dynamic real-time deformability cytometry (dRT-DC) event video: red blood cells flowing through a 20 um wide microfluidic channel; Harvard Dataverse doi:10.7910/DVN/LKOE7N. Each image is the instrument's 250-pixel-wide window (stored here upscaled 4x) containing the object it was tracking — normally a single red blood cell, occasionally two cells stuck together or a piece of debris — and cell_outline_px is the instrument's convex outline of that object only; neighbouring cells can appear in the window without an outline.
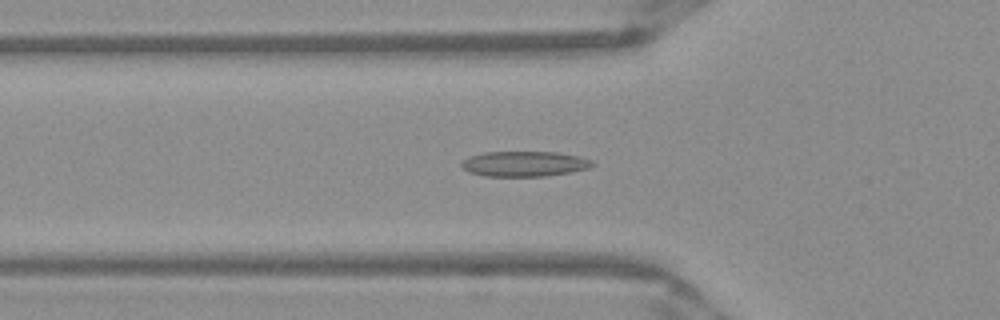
{"species": "Egyptian fruit bat (a non-hibernating species)", "species_latin": "Rousettus aegyptiacus", "temperature_condition": "warm", "stored_images_in_passage": 43, "camera_frame_rate_fps": 3000, "um_per_image_px": 0.085, "frame": {"image": 1, "passage_image": 9, "time_ms": 2.667, "image_size_px": [1000, 320], "cell_outline_px": [[596, 164], [588, 168], [572, 172], [544, 176], [484, 176], [468, 172], [460, 164], [468, 156], [484, 152], [556, 152], [580, 156], [592, 160]], "centroid_in_image_um": [44.58, 13.92], "position_along_channel_um": 81.2, "area_um2": 19.36}}
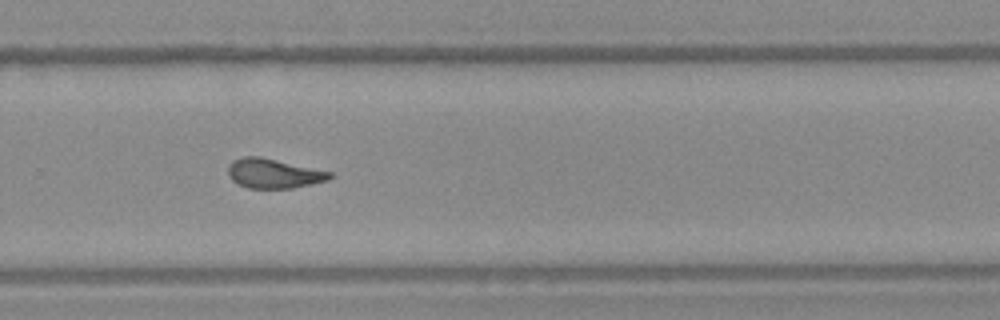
{"frame": {"image": 2, "passage_image": 26, "time_ms": 8.333, "image_size_px": [1000, 320], "cell_outline_px": [[336, 176], [328, 180], [292, 188], [248, 188], [232, 180], [228, 176], [228, 164], [232, 160], [244, 156], [260, 156], [332, 172]], "centroid_in_image_um": [23.26, 14.73], "position_along_channel_um": 306.5, "area_um2": 17.57}}
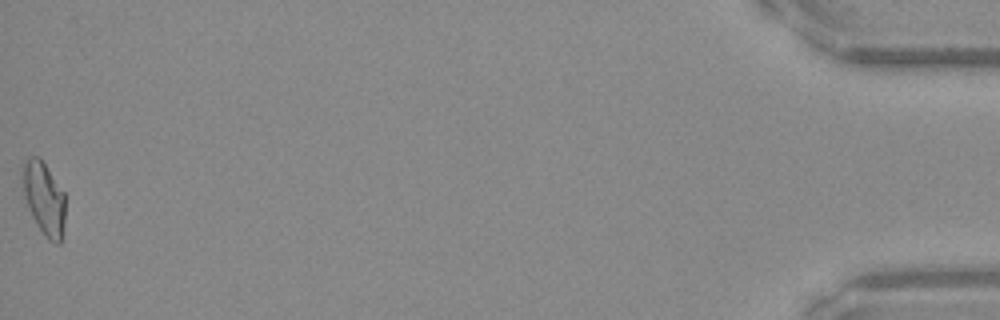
{"frame": {"image": 3, "passage_image": 43, "time_ms": 14.0, "image_size_px": [1000, 320], "cell_outline_px": [[64, 220], [60, 244], [56, 244], [48, 240], [44, 236], [36, 224], [28, 208], [24, 196], [24, 164], [32, 156], [40, 156], [64, 192]], "centroid_in_image_um": [3.76, 16.9], "position_along_channel_um": 431.4, "area_um2": 17.8}, "authors_computed_cell_mechanics": {"area_um2": 17.7446, "velocity_mm_per_s": 3.9579, "shape_relaxation_time_tau1_ms": null, "shape_relaxation_time_tau2_ms": 2.116, "deformation_change_tau1": null, "deformation_change_tau2": 0.0974}}